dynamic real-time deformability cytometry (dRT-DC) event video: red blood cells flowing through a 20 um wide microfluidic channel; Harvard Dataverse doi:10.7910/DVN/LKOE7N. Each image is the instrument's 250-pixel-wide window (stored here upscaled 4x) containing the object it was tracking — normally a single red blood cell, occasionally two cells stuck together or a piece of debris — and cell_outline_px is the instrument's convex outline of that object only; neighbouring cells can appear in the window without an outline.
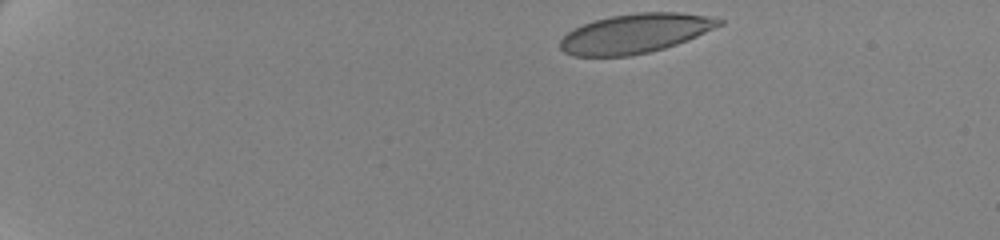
{"species": "human", "species_latin": "Homo sapiens", "temperature_condition": "cold", "stored_images_in_passage": 50, "camera_frame_rate_fps": 3000, "um_per_image_px": 0.085, "donor": {"sex": "female"}, "frame": {"image": 1, "passage_image": 1, "time_ms": 0.0, "image_size_px": [1000, 240], "cell_outline_px": [[724, 24], [688, 40], [664, 48], [632, 56], [572, 56], [564, 52], [560, 48], [560, 40], [572, 28], [596, 20], [612, 16], [636, 12], [680, 12], [704, 16], [724, 20]], "centroid_in_image_um": [53.98, 2.85], "position_along_channel_um": 31.0, "area_um2": 36.36}}
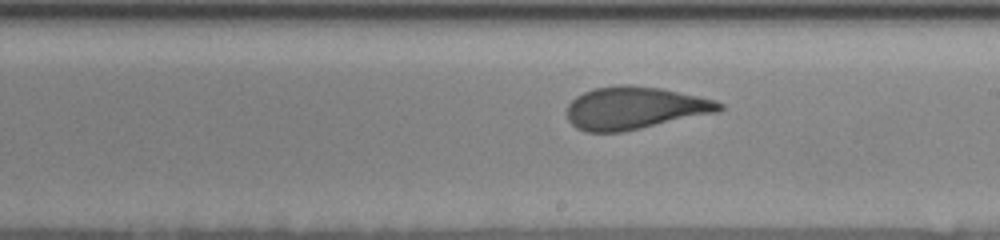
{"frame": {"image": 2, "passage_image": 28, "time_ms": 9.0, "image_size_px": [1000, 240], "cell_outline_px": [[724, 108], [720, 112], [624, 132], [584, 132], [576, 128], [568, 120], [568, 104], [576, 96], [592, 88], [624, 84], [632, 84], [660, 88], [696, 96], [712, 100], [724, 104]], "centroid_in_image_um": [53.94, 9.19], "position_along_channel_um": 235.1, "area_um2": 37.97}}
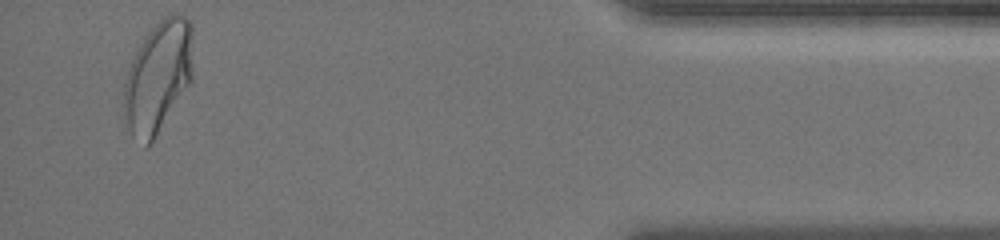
{"frame": {"image": 3, "passage_image": 48, "time_ms": 15.667, "image_size_px": [1000, 240], "cell_outline_px": [[192, 80], [152, 140], [144, 148], [132, 136], [128, 124], [124, 104], [124, 84], [128, 68], [140, 44], [148, 32], [164, 16], [176, 12], [180, 12], [192, 24]], "centroid_in_image_um": [13.45, 6.47], "position_along_channel_um": 421.7, "area_um2": 44.33}, "authors_computed_cell_mechanics": {"area_um2": 37.9746, "velocity_mm_per_s": 3.4751, "shape_relaxation_time_tau1_ms": 5.3092, "shape_relaxation_time_tau2_ms": 0.8852, "deformation_change_tau1": 0.1757, "deformation_change_tau2": 0.0572}}